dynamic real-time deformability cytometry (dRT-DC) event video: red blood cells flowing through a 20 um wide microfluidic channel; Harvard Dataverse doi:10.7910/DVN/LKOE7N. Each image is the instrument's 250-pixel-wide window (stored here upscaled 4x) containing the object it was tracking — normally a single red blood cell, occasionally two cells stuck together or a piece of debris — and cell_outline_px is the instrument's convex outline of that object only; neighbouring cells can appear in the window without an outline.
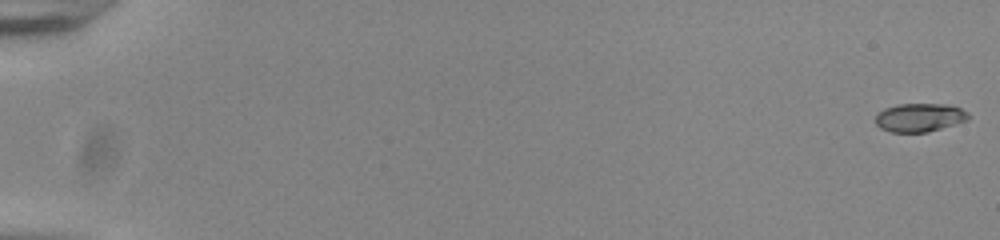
{"species": "common noctule bat (a hibernating species)", "species_latin": "Nyctalus noctula", "temperature_condition": "room temperature", "stored_images_in_passage": 55, "camera_frame_rate_fps": 3000, "um_per_image_px": 0.085, "animal": {"sex": "male", "body_mass_g": 20.0, "forearm_length_mm": 53.3}, "frame": {"image": 1, "passage_image": 1, "time_ms": 0.0, "image_size_px": [1000, 240], "cell_outline_px": [[968, 120], [928, 132], [892, 132], [880, 128], [876, 124], [876, 116], [884, 108], [900, 104], [940, 104], [960, 108], [968, 112]], "centroid_in_image_um": [78.15, 9.99], "position_along_channel_um": 6.8, "area_um2": 15.2}}
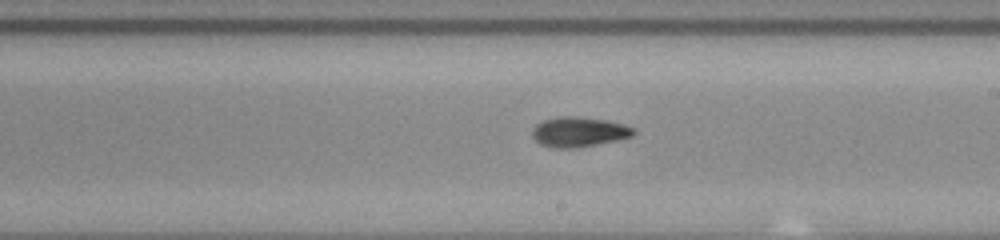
{"frame": {"image": 2, "passage_image": 34, "time_ms": 11.0, "image_size_px": [1000, 240], "cell_outline_px": [[636, 132], [632, 136], [616, 140], [576, 148], [552, 148], [540, 144], [532, 136], [532, 128], [536, 124], [544, 120], [564, 116], [576, 116], [608, 120], [624, 124], [636, 128]], "centroid_in_image_um": [49.21, 11.21], "position_along_channel_um": 239.8, "area_um2": 17.74}}
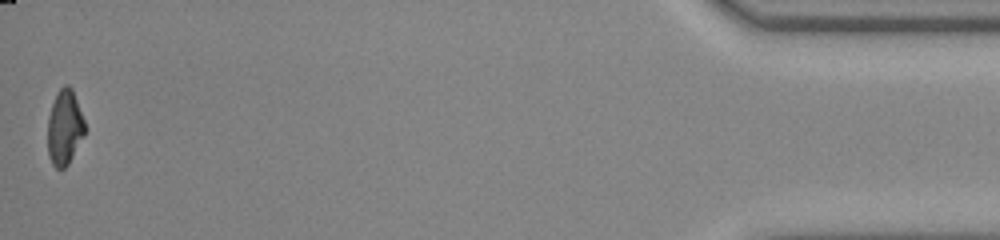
{"frame": {"image": 3, "passage_image": 55, "time_ms": 18.0, "image_size_px": [1000, 240], "cell_outline_px": [[84, 136], [68, 164], [64, 168], [56, 168], [52, 164], [48, 156], [48, 116], [56, 92], [64, 84], [68, 84], [72, 88], [84, 120]], "centroid_in_image_um": [5.48, 10.82], "position_along_channel_um": 429.7, "area_um2": 16.24}, "authors_computed_cell_mechanics": {"area_um2": 16.9354, "velocity_mm_per_s": 3.884, "shape_relaxation_time_tau1_ms": 4.3014, "shape_relaxation_time_tau2_ms": 5.0885, "deformation_change_tau1": 0.1848, "deformation_change_tau2": 0.092}}